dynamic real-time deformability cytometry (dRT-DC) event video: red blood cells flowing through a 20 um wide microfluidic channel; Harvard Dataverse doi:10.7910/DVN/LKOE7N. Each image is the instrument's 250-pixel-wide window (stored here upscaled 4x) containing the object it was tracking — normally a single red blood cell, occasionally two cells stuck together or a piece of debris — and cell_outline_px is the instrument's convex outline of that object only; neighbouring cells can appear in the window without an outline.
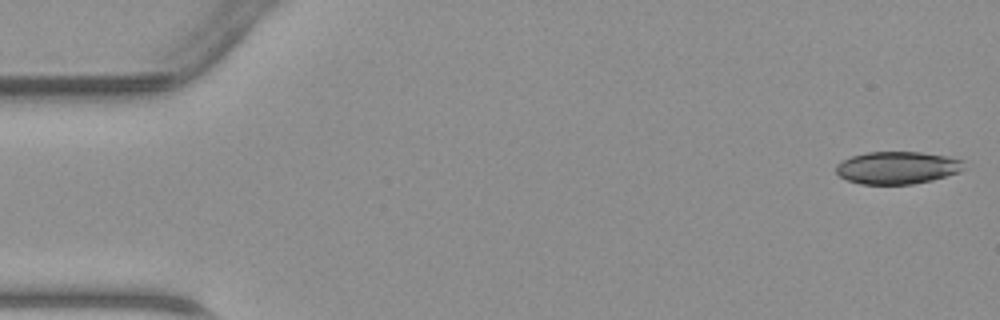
{"species": "common noctule bat (a hibernating species)", "species_latin": "Nyctalus noctula", "temperature_condition": "warm", "stored_images_in_passage": 46, "camera_frame_rate_fps": 3000, "um_per_image_px": 0.085, "animal": {"sex": "male", "body_mass_g": 23.1, "forearm_length_mm": 52.7}, "frame": {"image": 1, "passage_image": 1, "time_ms": 0.0, "image_size_px": [1000, 320], "cell_outline_px": [[964, 160], [960, 172], [932, 180], [912, 184], [860, 184], [848, 180], [840, 176], [836, 172], [836, 164], [852, 156], [868, 152], [920, 152], [948, 156]], "centroid_in_image_um": [76.27, 14.25], "position_along_channel_um": 8.7, "area_um2": 24.1}}
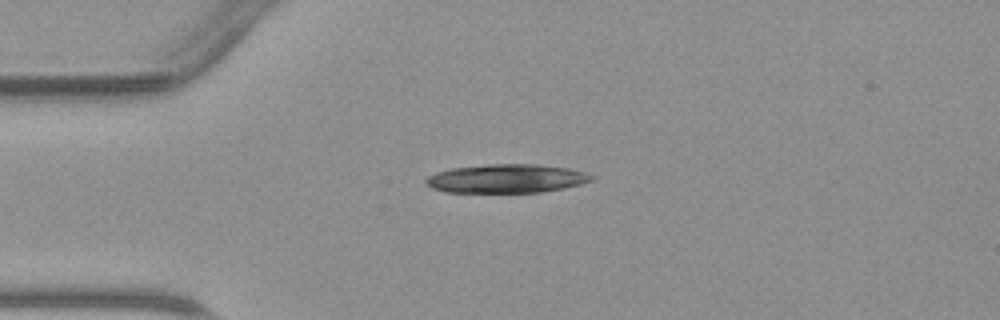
{"frame": {"image": 2, "passage_image": 11, "time_ms": 3.333, "image_size_px": [1000, 320], "cell_outline_px": [[596, 176], [592, 180], [580, 184], [564, 188], [540, 192], [448, 192], [432, 188], [424, 184], [424, 180], [428, 176], [436, 172], [452, 168], [488, 164], [536, 164], [568, 168], [584, 172]], "centroid_in_image_um": [43.03, 15.17], "position_along_channel_um": 42.0, "area_um2": 27.69}}